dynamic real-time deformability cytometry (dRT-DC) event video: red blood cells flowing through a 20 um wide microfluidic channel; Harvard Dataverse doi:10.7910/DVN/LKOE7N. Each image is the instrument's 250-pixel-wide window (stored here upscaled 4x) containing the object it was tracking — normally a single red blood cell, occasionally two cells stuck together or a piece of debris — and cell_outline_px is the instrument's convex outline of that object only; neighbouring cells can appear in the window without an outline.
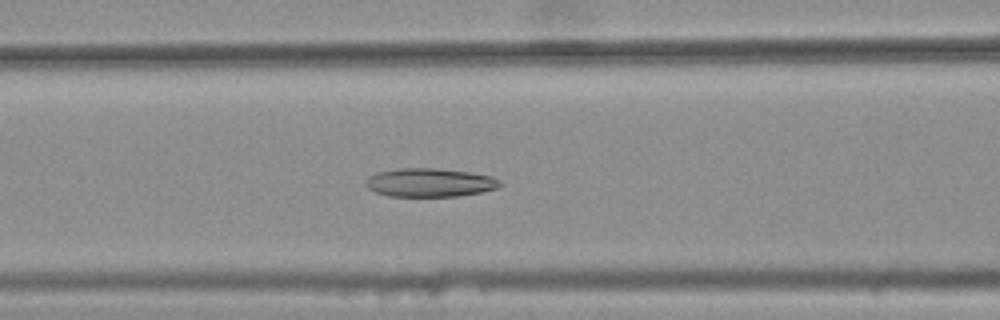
{"species": "common noctule bat (a hibernating species)", "species_latin": "Nyctalus noctula", "temperature_condition": "warm", "stored_images_in_passage": 36, "camera_frame_rate_fps": 3000, "um_per_image_px": 0.085, "animal": {"sex": "female", "body_mass_g": 25.1}, "frame": {"image": 1, "passage_image": 16, "time_ms": 5.0, "image_size_px": [1000, 320], "cell_outline_px": [[504, 184], [496, 188], [480, 192], [456, 196], [388, 196], [376, 192], [368, 188], [364, 184], [364, 180], [368, 176], [376, 172], [400, 168], [432, 168], [468, 172], [492, 176], [500, 180]], "centroid_in_image_um": [36.49, 15.51], "position_along_channel_um": 130.1, "area_um2": 22.37}}
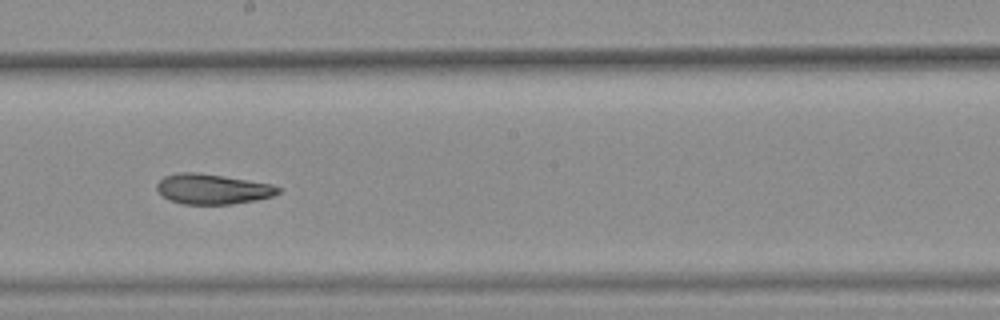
{"frame": {"image": 2, "passage_image": 24, "time_ms": 7.667, "image_size_px": [1000, 320], "cell_outline_px": [[280, 192], [272, 196], [256, 200], [232, 204], [184, 204], [168, 200], [156, 188], [156, 184], [164, 176], [180, 172], [196, 172], [272, 184], [280, 188]], "centroid_in_image_um": [18.05, 16.07], "position_along_channel_um": 230.2, "area_um2": 21.15}}
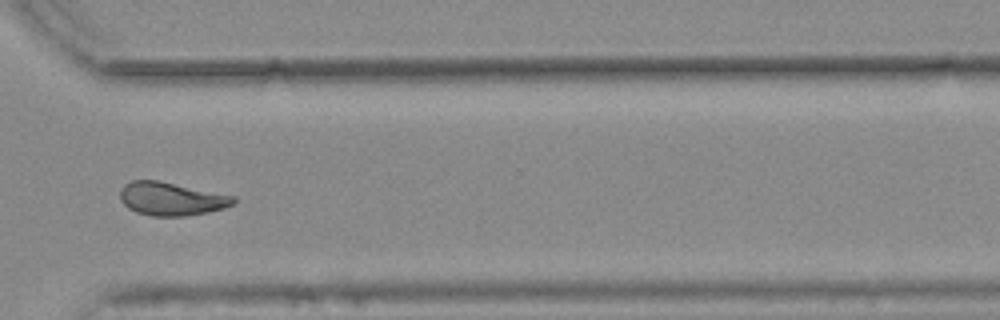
{"frame": {"image": 3, "passage_image": 34, "time_ms": 11.0, "image_size_px": [1000, 320], "cell_outline_px": [[236, 200], [232, 204], [224, 208], [208, 212], [184, 216], [152, 216], [136, 212], [128, 208], [120, 200], [120, 188], [124, 184], [132, 180], [156, 180], [236, 196]], "centroid_in_image_um": [14.54, 16.9], "position_along_channel_um": 356.1, "area_um2": 21.96}, "authors_computed_cell_mechanics": {"area_um2": 22.253, "velocity_mm_per_s": 3.7592, "shape_relaxation_time_tau1_ms": null, "shape_relaxation_time_tau2_ms": 3.477, "deformation_change_tau1": null, "deformation_change_tau2": 0.1091}}